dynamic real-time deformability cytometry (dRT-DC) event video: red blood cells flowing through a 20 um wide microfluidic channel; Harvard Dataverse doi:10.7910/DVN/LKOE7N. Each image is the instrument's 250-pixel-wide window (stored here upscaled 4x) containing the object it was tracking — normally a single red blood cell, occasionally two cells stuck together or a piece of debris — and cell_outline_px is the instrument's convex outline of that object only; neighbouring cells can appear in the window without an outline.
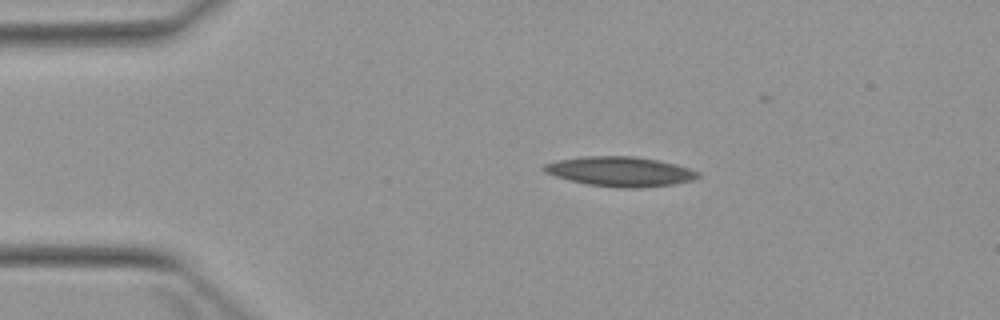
{"species": "Egyptian fruit bat (a non-hibernating species)", "species_latin": "Rousettus aegyptiacus", "temperature_condition": "warm", "stored_images_in_passage": 5, "camera_frame_rate_fps": 3000, "um_per_image_px": 0.085, "animal": {"sex": "female"}, "frame": {"image": 1, "passage_image": 2, "time_ms": 1.333, "image_size_px": [1000, 320], "cell_outline_px": [[700, 176], [692, 180], [676, 184], [640, 188], [616, 188], [588, 184], [556, 176], [544, 172], [540, 168], [544, 164], [556, 160], [584, 156], [632, 156], [656, 160], [676, 164], [700, 172]], "centroid_in_image_um": [52.71, 14.58], "position_along_channel_um": 32.3, "area_um2": 26.7}}
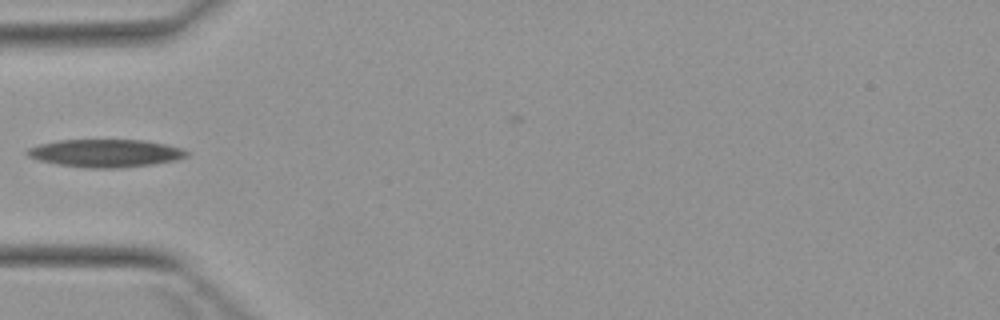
{"frame": {"image": 2, "passage_image": 4, "time_ms": 3.667, "image_size_px": [1000, 320], "cell_outline_px": [[188, 156], [176, 160], [152, 164], [120, 168], [88, 168], [56, 164], [40, 160], [28, 156], [24, 152], [28, 148], [40, 144], [56, 140], [144, 140], [164, 144], [180, 148], [188, 152]], "centroid_in_image_um": [8.94, 13.02], "position_along_channel_um": 76.1, "area_um2": 25.78}}